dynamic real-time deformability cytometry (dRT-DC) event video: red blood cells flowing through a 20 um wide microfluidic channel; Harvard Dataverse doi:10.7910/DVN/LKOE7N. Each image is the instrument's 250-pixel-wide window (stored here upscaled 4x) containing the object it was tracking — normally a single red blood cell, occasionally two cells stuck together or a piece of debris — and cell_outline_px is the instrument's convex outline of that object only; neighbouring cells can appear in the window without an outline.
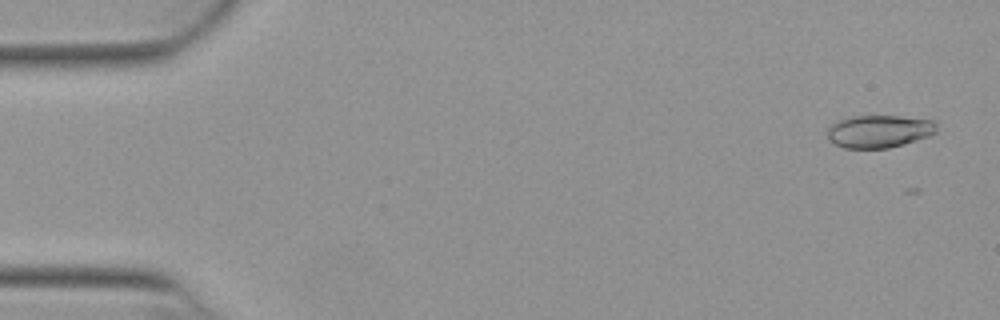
{"species": "Egyptian fruit bat (a non-hibernating species)", "species_latin": "Rousettus aegyptiacus", "temperature_condition": "warm", "stored_images_in_passage": 10, "camera_frame_rate_fps": 3000, "um_per_image_px": 0.085, "animal": {"sex": "female"}, "frame": {"image": 1, "passage_image": 2, "time_ms": 0.333, "image_size_px": [1000, 320], "cell_outline_px": [[936, 132], [928, 136], [904, 144], [888, 148], [844, 148], [828, 140], [828, 128], [836, 120], [852, 116], [900, 116], [932, 120], [936, 124]], "centroid_in_image_um": [74.7, 11.16], "position_along_channel_um": 10.3, "area_um2": 20.75}}